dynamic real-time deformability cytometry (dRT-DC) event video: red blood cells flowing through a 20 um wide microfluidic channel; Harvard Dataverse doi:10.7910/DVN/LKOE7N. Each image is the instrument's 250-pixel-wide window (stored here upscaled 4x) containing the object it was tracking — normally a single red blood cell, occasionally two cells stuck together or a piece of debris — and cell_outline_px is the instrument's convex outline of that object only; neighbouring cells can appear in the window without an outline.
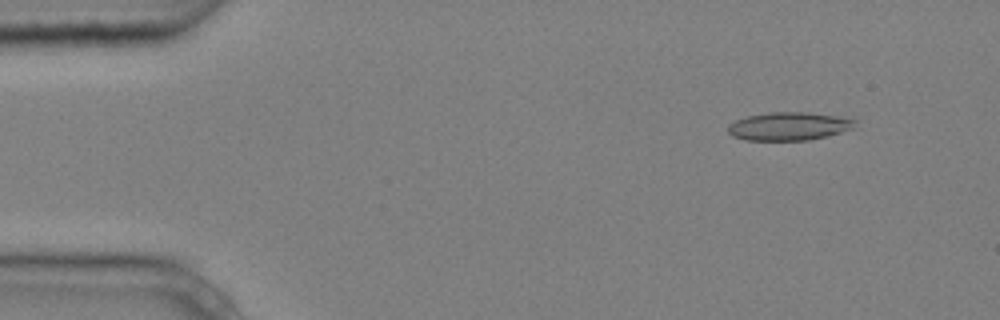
{"species": "common noctule bat (a hibernating species)", "species_latin": "Nyctalus noctula", "temperature_condition": "cold", "stored_images_in_passage": 3, "camera_frame_rate_fps": 3000, "um_per_image_px": 0.085, "animal": {"sex": "male", "body_mass_g": 20.4}, "frame": {"image": 1, "passage_image": 1, "time_ms": 0.0, "image_size_px": [1000, 320], "cell_outline_px": [[856, 120], [852, 128], [840, 132], [808, 140], [744, 140], [732, 136], [728, 132], [728, 124], [736, 120], [748, 116], [768, 112], [808, 112], [836, 116]], "centroid_in_image_um": [66.99, 10.73], "position_along_channel_um": 18.0, "area_um2": 20.63}}